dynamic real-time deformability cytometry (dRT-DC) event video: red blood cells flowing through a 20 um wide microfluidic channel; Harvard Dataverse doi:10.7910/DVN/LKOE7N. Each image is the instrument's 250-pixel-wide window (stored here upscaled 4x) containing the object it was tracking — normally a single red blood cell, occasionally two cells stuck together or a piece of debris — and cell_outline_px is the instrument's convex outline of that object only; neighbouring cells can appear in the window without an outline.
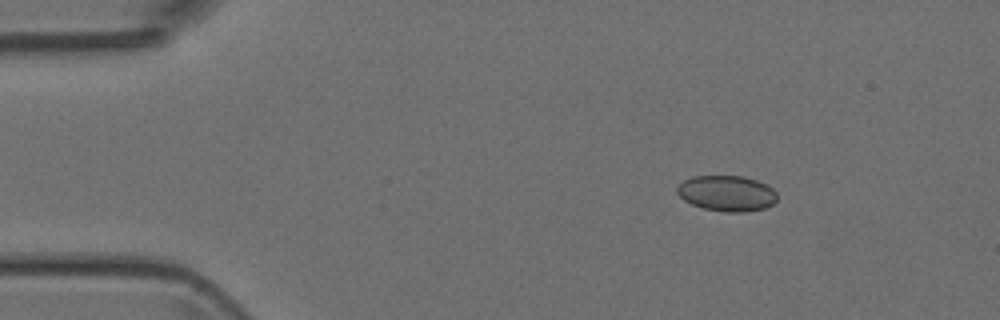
{"species": "Egyptian fruit bat (a non-hibernating species)", "species_latin": "Rousettus aegyptiacus", "temperature_condition": "room temperature", "stored_images_in_passage": 5, "camera_frame_rate_fps": 3000, "um_per_image_px": 0.085, "animal": {"sex": "female"}, "frame": {"image": 1, "passage_image": 3, "time_ms": 2.333, "image_size_px": [1000, 320], "cell_outline_px": [[776, 200], [772, 204], [764, 208], [744, 212], [724, 212], [704, 208], [692, 204], [684, 200], [676, 192], [676, 188], [684, 180], [692, 176], [744, 176], [756, 180], [772, 188], [776, 192]], "centroid_in_image_um": [61.76, 16.43], "position_along_channel_um": 23.2, "area_um2": 20.69}}